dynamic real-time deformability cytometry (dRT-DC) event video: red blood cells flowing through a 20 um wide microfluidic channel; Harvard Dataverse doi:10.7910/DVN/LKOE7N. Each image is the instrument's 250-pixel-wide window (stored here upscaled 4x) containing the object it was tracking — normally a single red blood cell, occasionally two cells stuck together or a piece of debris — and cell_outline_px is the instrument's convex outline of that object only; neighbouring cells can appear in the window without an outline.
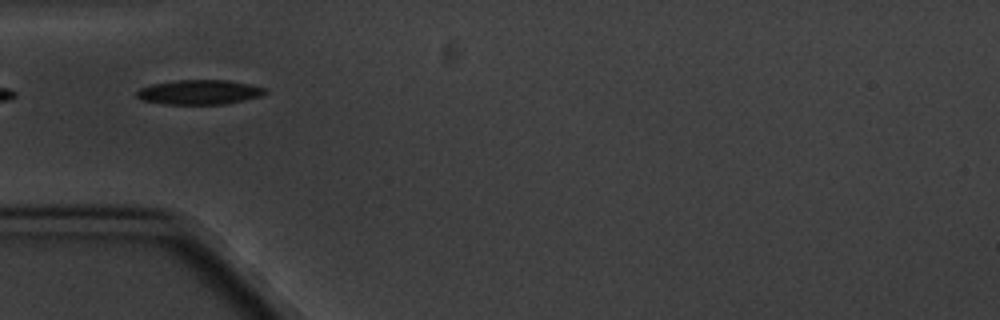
{"species": "common noctule bat (a hibernating species)", "species_latin": "Nyctalus noctula", "temperature_condition": "cold", "stored_images_in_passage": 10, "camera_frame_rate_fps": 3000, "um_per_image_px": 0.085, "animal": {"sex": "male", "body_mass_g": 20.1, "forearm_length_mm": 53.5}, "frame": {"image": 1, "passage_image": 4, "time_ms": 3.333, "image_size_px": [1000, 320], "cell_outline_px": [[268, 92], [260, 96], [244, 100], [224, 104], [164, 104], [140, 100], [136, 96], [136, 92], [140, 88], [152, 84], [176, 80], [228, 80], [268, 88]], "centroid_in_image_um": [16.94, 7.83], "position_along_channel_um": 68.1, "area_um2": 18.5}}
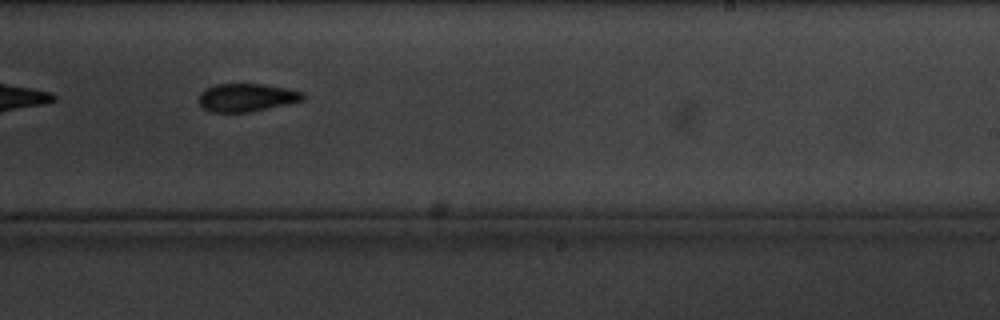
{"frame": {"image": 2, "passage_image": 9, "time_ms": 9.333, "image_size_px": [1000, 320], "cell_outline_px": [[304, 100], [268, 108], [248, 112], [212, 112], [204, 108], [200, 104], [200, 92], [216, 84], [264, 84], [304, 92]], "centroid_in_image_um": [20.97, 8.29], "position_along_channel_um": 268.0, "area_um2": 16.76}}